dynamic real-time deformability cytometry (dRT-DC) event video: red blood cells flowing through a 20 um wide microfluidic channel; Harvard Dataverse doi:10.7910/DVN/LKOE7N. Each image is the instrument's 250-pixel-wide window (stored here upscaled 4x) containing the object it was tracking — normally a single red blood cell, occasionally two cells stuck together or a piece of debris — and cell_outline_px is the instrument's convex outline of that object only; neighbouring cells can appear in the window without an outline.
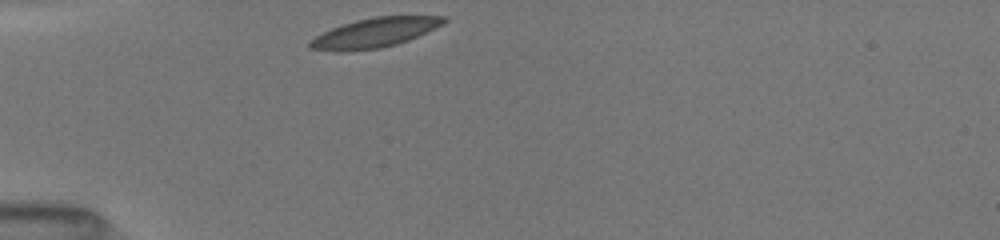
{"species": "common noctule bat (a hibernating species)", "species_latin": "Nyctalus noctula", "temperature_condition": "room temperature", "stored_images_in_passage": 30, "camera_frame_rate_fps": 3000, "um_per_image_px": 0.085, "animal": {"sex": "female", "body_mass_g": 19.5, "forearm_length_mm": 54.1}, "frame": {"image": 1, "passage_image": 1, "time_ms": 0.0, "image_size_px": [1000, 240], "cell_outline_px": [[448, 20], [444, 24], [408, 40], [396, 44], [380, 48], [340, 52], [336, 52], [312, 48], [308, 44], [308, 40], [332, 28], [356, 20], [376, 16], [448, 16]], "centroid_in_image_um": [31.86, 2.78], "position_along_channel_um": 53.1, "area_um2": 22.89}}
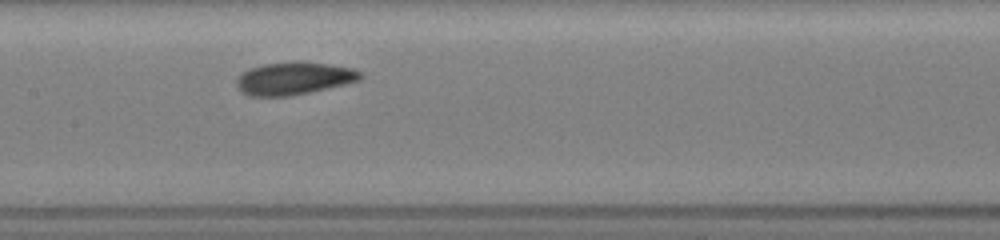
{"frame": {"image": 2, "passage_image": 12, "time_ms": 3.667, "image_size_px": [1000, 240], "cell_outline_px": [[364, 76], [360, 80], [328, 88], [292, 96], [248, 96], [240, 92], [236, 88], [236, 80], [248, 68], [264, 64], [328, 64], [352, 68], [360, 72]], "centroid_in_image_um": [24.95, 6.71], "position_along_channel_um": 182.5, "area_um2": 22.89}}
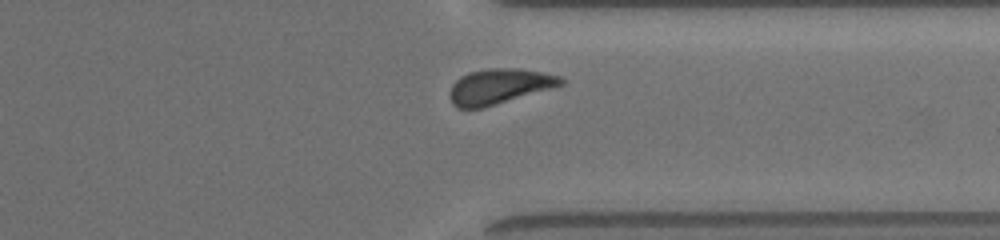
{"frame": {"image": 3, "passage_image": 26, "time_ms": 8.333, "image_size_px": [1000, 240], "cell_outline_px": [[564, 84], [480, 108], [456, 108], [452, 104], [452, 84], [460, 76], [468, 72], [488, 68], [516, 68], [544, 72], [560, 76], [564, 80]], "centroid_in_image_um": [42.43, 7.31], "position_along_channel_um": 369.0, "area_um2": 22.31}, "authors_computed_cell_mechanics": {"area_um2": 23.0333, "velocity_mm_per_s": 3.9896, "shape_relaxation_time_tau1_ms": 1.6194, "shape_relaxation_time_tau2_ms": 2.1319, "deformation_change_tau1": 0.0754, "deformation_change_tau2": 0.0672}}